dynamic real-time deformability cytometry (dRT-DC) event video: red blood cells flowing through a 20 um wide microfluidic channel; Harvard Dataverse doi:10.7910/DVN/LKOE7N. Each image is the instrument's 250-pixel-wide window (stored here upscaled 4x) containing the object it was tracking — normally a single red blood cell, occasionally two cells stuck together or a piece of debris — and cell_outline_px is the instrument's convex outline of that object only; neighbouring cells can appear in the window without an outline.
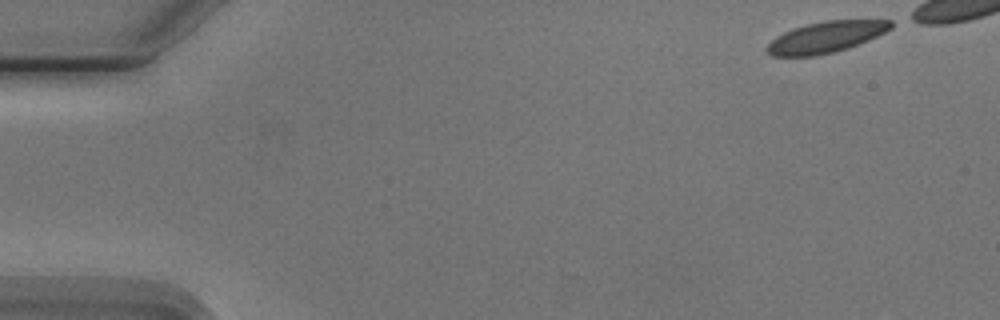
{"species": "Egyptian fruit bat (a non-hibernating species)", "species_latin": "Rousettus aegyptiacus", "temperature_condition": "cold", "stored_images_in_passage": 13, "camera_frame_rate_fps": 3000, "um_per_image_px": 0.085, "animal": {"sex": "male"}, "frame": {"image": 1, "passage_image": 1, "time_ms": 0.0, "image_size_px": [1000, 320], "cell_outline_px": [[892, 28], [868, 40], [848, 48], [816, 56], [772, 56], [764, 48], [776, 36], [792, 28], [824, 20], [892, 20]], "centroid_in_image_um": [70.18, 3.15], "position_along_channel_um": 14.8, "area_um2": 22.37}}
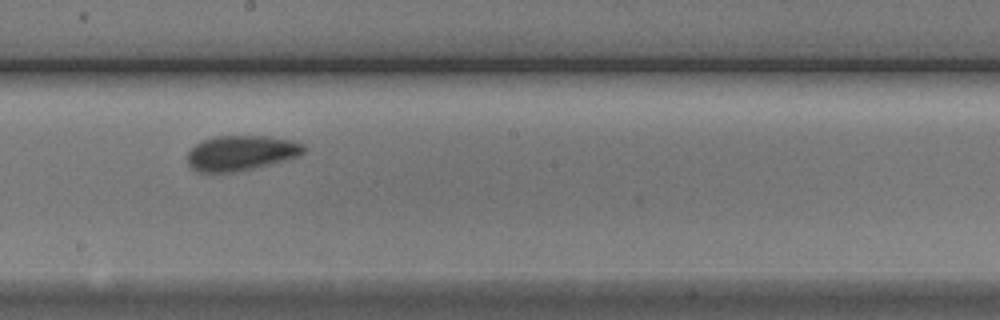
{"frame": {"image": 2, "passage_image": 8, "time_ms": 9.0, "image_size_px": [1000, 320], "cell_outline_px": [[308, 148], [300, 156], [288, 160], [252, 168], [232, 172], [196, 172], [188, 164], [188, 152], [196, 144], [204, 140], [216, 136], [272, 136], [292, 140], [304, 144]], "centroid_in_image_um": [20.55, 13.0], "position_along_channel_um": 227.7, "area_um2": 23.93}}
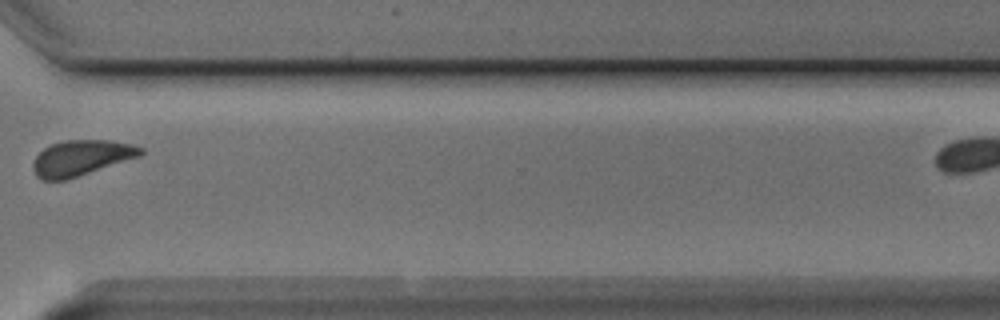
{"frame": {"image": 3, "passage_image": 11, "time_ms": 12.667, "image_size_px": [1000, 320], "cell_outline_px": [[144, 152], [140, 156], [68, 180], [44, 180], [36, 176], [32, 168], [32, 164], [36, 156], [44, 148], [52, 144], [64, 140], [112, 140], [132, 144], [144, 148]], "centroid_in_image_um": [6.91, 13.42], "position_along_channel_um": 363.7, "area_um2": 22.43}, "authors_computed_cell_mechanics": {"area_um2": 22.8888, "velocity_mm_per_s": 3.7012, "shape_relaxation_time_tau1_ms": 1.6692, "shape_relaxation_time_tau2_ms": null, "deformation_change_tau1": 0.0944, "deformation_change_tau2": null}}